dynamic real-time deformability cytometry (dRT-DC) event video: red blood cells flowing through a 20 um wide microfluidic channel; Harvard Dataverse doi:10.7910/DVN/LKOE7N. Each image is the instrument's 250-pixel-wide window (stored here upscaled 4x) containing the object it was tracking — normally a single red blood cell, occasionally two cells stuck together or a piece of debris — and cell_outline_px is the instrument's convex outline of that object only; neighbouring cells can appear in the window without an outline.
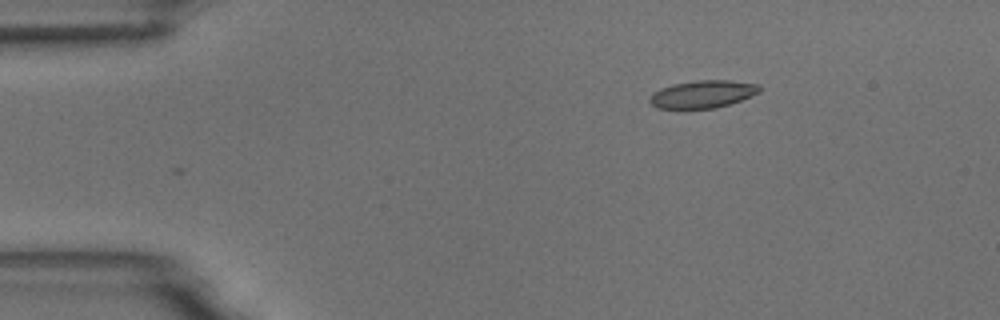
{"species": "common noctule bat (a hibernating species)", "species_latin": "Nyctalus noctula", "temperature_condition": "room temperature", "stored_images_in_passage": 40, "camera_frame_rate_fps": 3000, "um_per_image_px": 0.085, "animal": {"sex": "male", "body_mass_g": 18.8}, "frame": {"image": 1, "passage_image": 1, "time_ms": 0.0, "image_size_px": [1000, 320], "cell_outline_px": [[760, 92], [740, 100], [716, 108], [656, 108], [648, 100], [652, 92], [660, 88], [672, 84], [696, 80], [728, 80], [760, 84]], "centroid_in_image_um": [59.7, 7.99], "position_along_channel_um": 25.3, "area_um2": 17.63}}
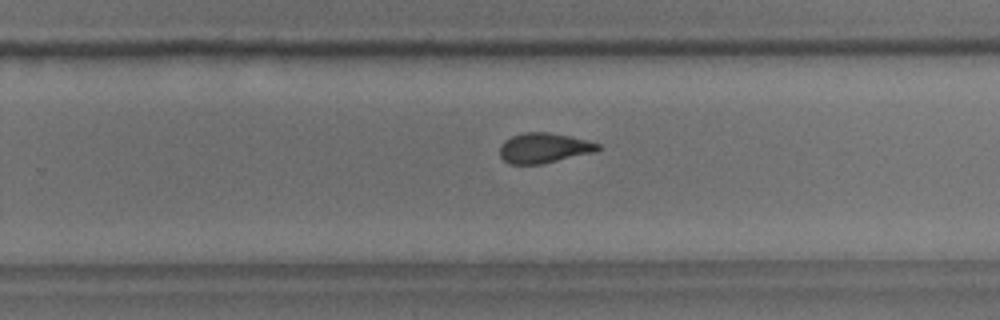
{"frame": {"image": 2, "passage_image": 27, "time_ms": 8.667, "image_size_px": [1000, 320], "cell_outline_px": [[600, 148], [596, 152], [540, 164], [508, 164], [500, 156], [500, 144], [504, 140], [512, 136], [524, 132], [548, 132], [568, 136], [600, 144]], "centroid_in_image_um": [46.2, 12.58], "position_along_channel_um": 283.6, "area_um2": 17.11}}
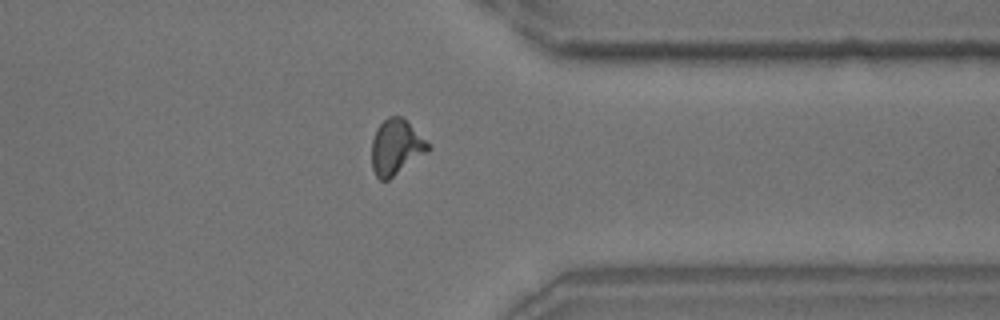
{"frame": {"image": 3, "passage_image": 35, "time_ms": 11.333, "image_size_px": [1000, 320], "cell_outline_px": [[432, 148], [428, 152], [388, 180], [380, 180], [376, 176], [372, 168], [372, 140], [376, 128], [388, 116], [400, 116], [408, 120], [432, 144]], "centroid_in_image_um": [33.71, 12.48], "position_along_channel_um": 377.7, "area_um2": 18.61}, "authors_computed_cell_mechanics": {"area_um2": 17.629, "velocity_mm_per_s": 3.7426, "shape_relaxation_time_tau1_ms": 6.3996, "shape_relaxation_time_tau2_ms": 1.6501, "deformation_change_tau1": 0.1802, "deformation_change_tau2": 0.0872}}